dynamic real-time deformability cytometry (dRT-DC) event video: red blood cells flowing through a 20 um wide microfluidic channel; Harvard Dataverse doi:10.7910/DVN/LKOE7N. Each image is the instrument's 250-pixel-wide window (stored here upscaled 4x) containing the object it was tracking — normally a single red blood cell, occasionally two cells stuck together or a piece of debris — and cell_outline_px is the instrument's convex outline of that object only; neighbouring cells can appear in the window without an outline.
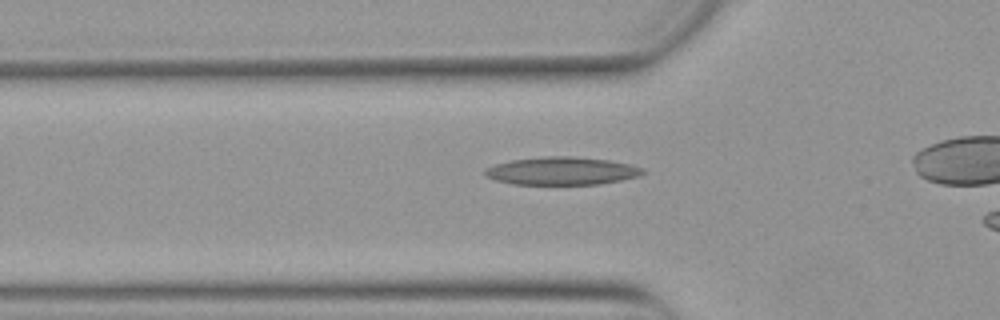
{"species": "Egyptian fruit bat (a non-hibernating species)", "species_latin": "Rousettus aegyptiacus", "temperature_condition": "warm", "stored_images_in_passage": 27, "camera_frame_rate_fps": 3000, "um_per_image_px": 0.085, "animal": {"sex": "female"}, "frame": {"image": 1, "passage_image": 2, "time_ms": 0.333, "image_size_px": [1000, 320], "cell_outline_px": [[648, 172], [640, 176], [600, 184], [516, 184], [496, 180], [484, 176], [484, 168], [496, 164], [512, 160], [544, 156], [572, 156], [608, 160], [628, 164], [644, 168]], "centroid_in_image_um": [47.77, 14.53], "position_along_channel_um": 78.0, "area_um2": 25.66}}
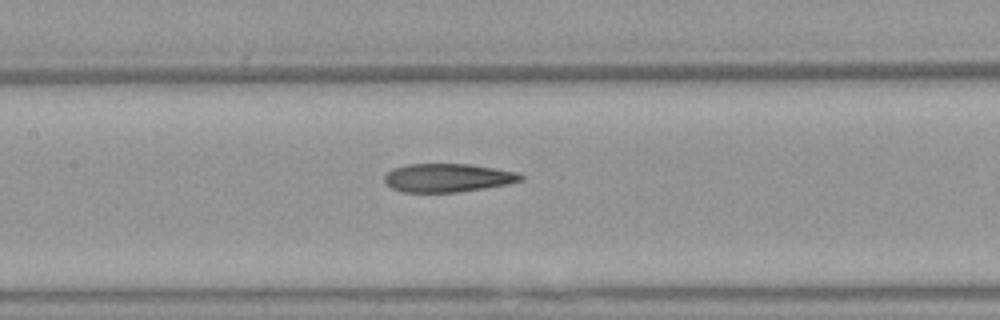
{"frame": {"image": 2, "passage_image": 9, "time_ms": 2.667, "image_size_px": [1000, 320], "cell_outline_px": [[524, 180], [508, 184], [484, 188], [456, 192], [400, 192], [392, 188], [384, 180], [384, 176], [392, 168], [408, 164], [468, 164], [520, 172], [524, 176]], "centroid_in_image_um": [38.08, 15.11], "position_along_channel_um": 169.3, "area_um2": 22.66}}
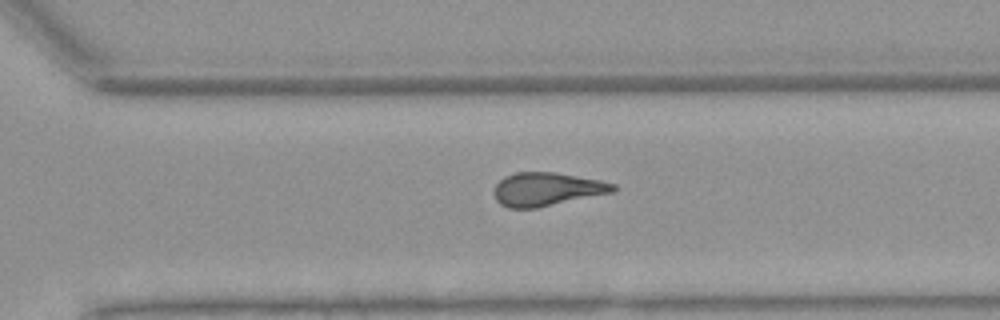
{"frame": {"image": 3, "passage_image": 21, "time_ms": 6.667, "image_size_px": [1000, 320], "cell_outline_px": [[616, 188], [612, 192], [536, 208], [508, 208], [500, 204], [496, 200], [492, 192], [496, 184], [504, 176], [516, 172], [556, 172], [600, 180], [616, 184]], "centroid_in_image_um": [46.43, 16.07], "position_along_channel_um": 324.2, "area_um2": 23.18}}